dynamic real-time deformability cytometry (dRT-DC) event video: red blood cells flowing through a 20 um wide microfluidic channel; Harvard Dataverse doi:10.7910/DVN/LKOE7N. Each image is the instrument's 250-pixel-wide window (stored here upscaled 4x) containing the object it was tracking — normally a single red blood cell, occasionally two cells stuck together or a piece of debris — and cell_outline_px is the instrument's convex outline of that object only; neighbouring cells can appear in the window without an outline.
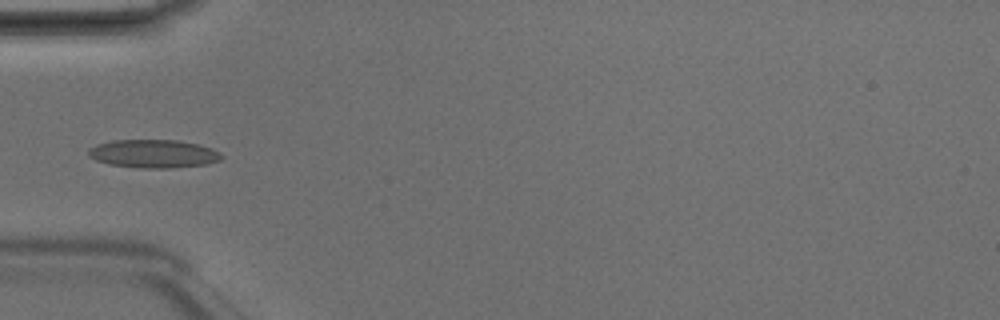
{"species": "Egyptian fruit bat (a non-hibernating species)", "species_latin": "Rousettus aegyptiacus", "temperature_condition": "room temperature", "stored_images_in_passage": 6, "camera_frame_rate_fps": 3000, "um_per_image_px": 0.085, "animal": {"sex": "male"}, "frame": {"image": 1, "passage_image": 6, "time_ms": 1.667, "image_size_px": [1000, 320], "cell_outline_px": [[224, 156], [220, 160], [204, 164], [168, 168], [140, 168], [108, 164], [96, 160], [88, 156], [88, 148], [96, 144], [112, 140], [180, 140], [200, 144], [212, 148], [220, 152]], "centroid_in_image_um": [13.04, 13.05], "position_along_channel_um": 72.0, "area_um2": 22.08}}